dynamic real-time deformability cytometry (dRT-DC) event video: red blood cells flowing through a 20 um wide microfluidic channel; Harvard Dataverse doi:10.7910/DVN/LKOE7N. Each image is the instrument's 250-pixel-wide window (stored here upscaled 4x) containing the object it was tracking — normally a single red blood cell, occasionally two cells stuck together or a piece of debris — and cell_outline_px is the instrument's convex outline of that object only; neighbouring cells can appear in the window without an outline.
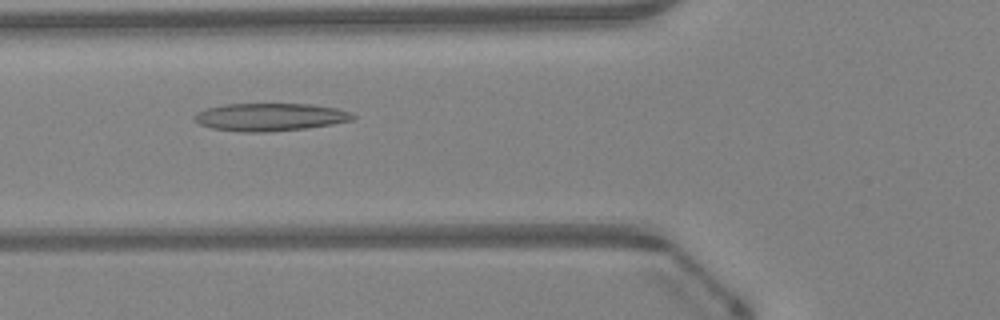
{"species": "Egyptian fruit bat (a non-hibernating species)", "species_latin": "Rousettus aegyptiacus", "temperature_condition": "warm", "stored_images_in_passage": 36, "camera_frame_rate_fps": 3000, "um_per_image_px": 0.085, "animal": {"sex": "female"}, "frame": {"image": 1, "passage_image": 9, "time_ms": 2.667, "image_size_px": [1000, 320], "cell_outline_px": [[356, 116], [352, 120], [332, 124], [304, 128], [264, 132], [244, 132], [212, 128], [200, 124], [192, 116], [208, 108], [224, 104], [312, 104], [336, 108], [352, 112]], "centroid_in_image_um": [22.99, 9.94], "position_along_channel_um": 102.8, "area_um2": 25.37}}
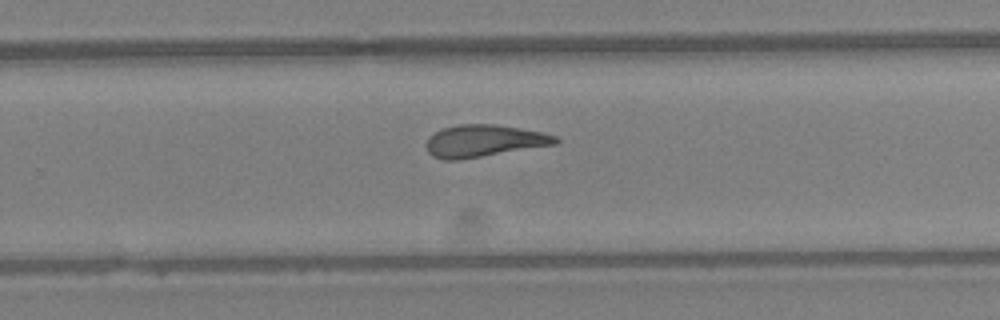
{"frame": {"image": 2, "passage_image": 22, "time_ms": 7.0, "image_size_px": [1000, 320], "cell_outline_px": [[560, 140], [556, 144], [460, 160], [444, 160], [432, 156], [428, 152], [424, 144], [436, 132], [444, 128], [460, 124], [492, 124], [540, 132], [556, 136]], "centroid_in_image_um": [41.11, 11.99], "position_along_channel_um": 288.7, "area_um2": 23.87}}
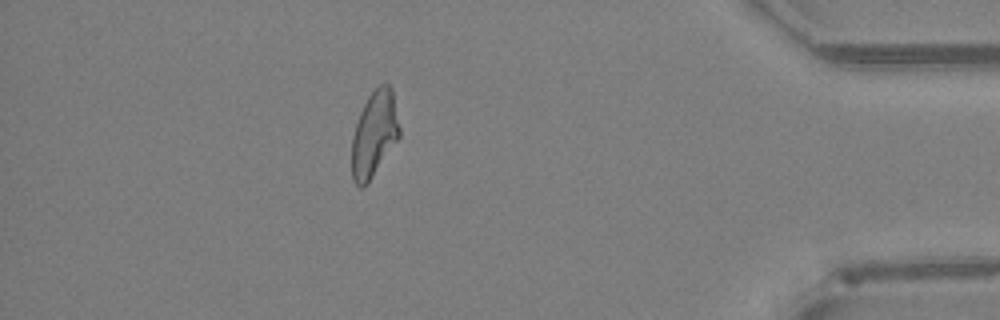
{"frame": {"image": 3, "passage_image": 33, "time_ms": 10.667, "image_size_px": [1000, 320], "cell_outline_px": [[400, 136], [368, 184], [364, 188], [360, 188], [352, 180], [352, 136], [360, 112], [368, 96], [380, 84], [388, 84], [392, 88], [400, 128]], "centroid_in_image_um": [31.81, 11.42], "position_along_channel_um": 403.4, "area_um2": 23.87}, "authors_computed_cell_mechanics": {"area_um2": 24.4205, "velocity_mm_per_s": 4.3222, "shape_relaxation_time_tau1_ms": null, "shape_relaxation_time_tau2_ms": 4.1293, "deformation_change_tau1": null, "deformation_change_tau2": 0.1664}}